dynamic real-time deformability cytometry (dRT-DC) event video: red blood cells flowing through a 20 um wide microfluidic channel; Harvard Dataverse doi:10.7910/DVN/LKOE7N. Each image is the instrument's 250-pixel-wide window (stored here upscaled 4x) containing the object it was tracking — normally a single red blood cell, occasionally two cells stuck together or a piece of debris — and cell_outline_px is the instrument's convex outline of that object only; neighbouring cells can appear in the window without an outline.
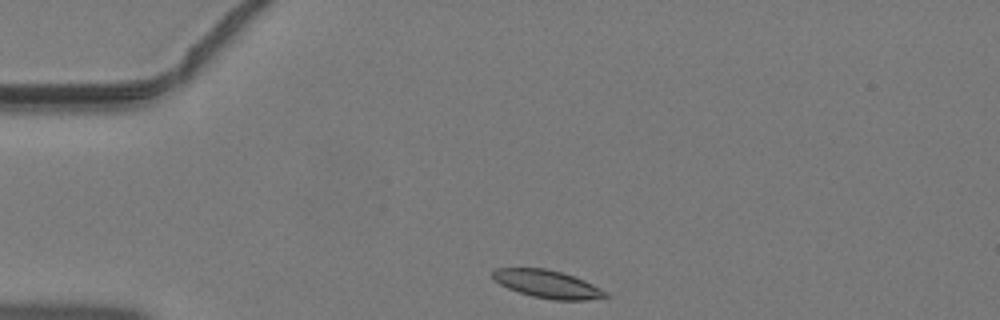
{"species": "common noctule bat (a hibernating species)", "species_latin": "Nyctalus noctula", "temperature_condition": "warm", "stored_images_in_passage": 36, "camera_frame_rate_fps": 3000, "um_per_image_px": 0.085, "animal": {"sex": "male", "body_mass_g": 19.2, "forearm_length_mm": 51.8}, "frame": {"image": 1, "passage_image": 1, "time_ms": 0.0, "image_size_px": [1000, 320], "cell_outline_px": [[608, 296], [588, 300], [552, 300], [532, 296], [508, 288], [500, 284], [492, 276], [492, 272], [496, 268], [544, 268], [560, 272], [584, 280], [608, 292]], "centroid_in_image_um": [46.53, 24.15], "position_along_channel_um": 38.5, "area_um2": 18.09}}
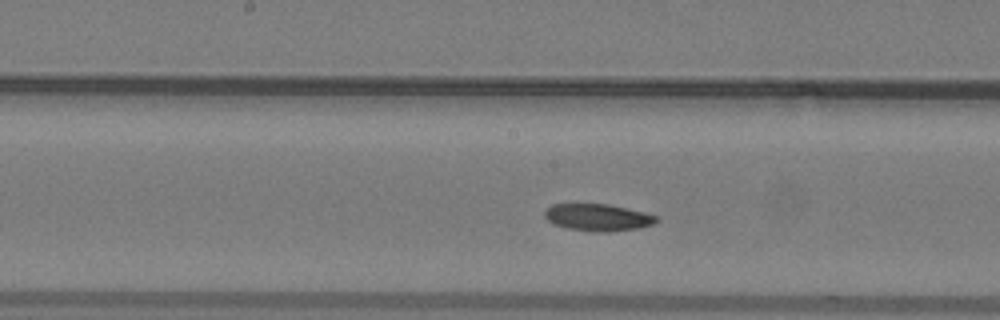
{"frame": {"image": 2, "passage_image": 14, "time_ms": 4.333, "image_size_px": [1000, 320], "cell_outline_px": [[660, 220], [652, 224], [640, 228], [608, 232], [588, 232], [568, 228], [552, 224], [544, 216], [544, 212], [552, 204], [608, 204], [644, 212], [656, 216]], "centroid_in_image_um": [50.81, 18.49], "position_along_channel_um": 197.4, "area_um2": 17.69}}
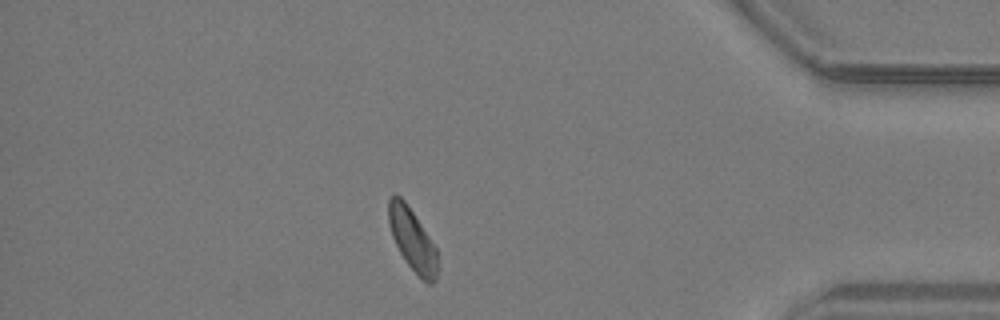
{"frame": {"image": 3, "passage_image": 30, "time_ms": 9.667, "image_size_px": [1000, 320], "cell_outline_px": [[436, 280], [432, 284], [428, 284], [408, 264], [400, 252], [392, 236], [388, 224], [388, 200], [392, 196], [400, 196], [404, 200], [436, 248]], "centroid_in_image_um": [35.02, 20.37], "position_along_channel_um": 400.2, "area_um2": 17.05}}